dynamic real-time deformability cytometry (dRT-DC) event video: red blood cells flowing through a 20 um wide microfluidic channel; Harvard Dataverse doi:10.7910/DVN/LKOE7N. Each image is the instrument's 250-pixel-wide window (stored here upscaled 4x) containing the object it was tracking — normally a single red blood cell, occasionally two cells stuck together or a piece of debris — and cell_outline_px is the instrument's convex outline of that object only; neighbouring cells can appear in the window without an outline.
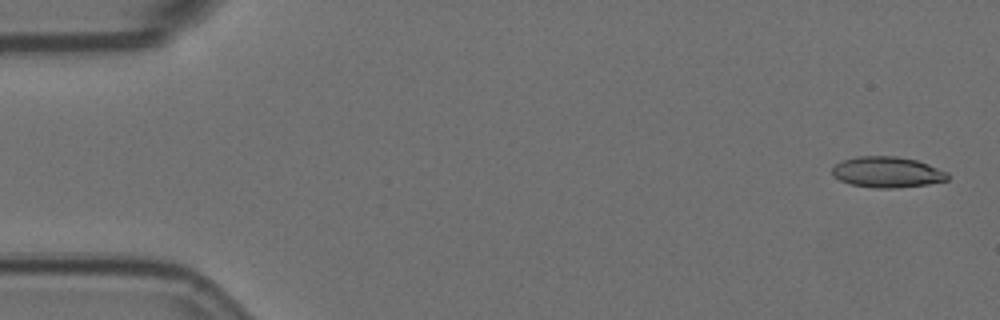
{"species": "Egyptian fruit bat (a non-hibernating species)", "species_latin": "Rousettus aegyptiacus", "temperature_condition": "room temperature", "stored_images_in_passage": 52, "camera_frame_rate_fps": 3000, "um_per_image_px": 0.085, "animal": {"sex": "female"}, "frame": {"image": 1, "passage_image": 2, "time_ms": 0.333, "image_size_px": [1000, 320], "cell_outline_px": [[948, 180], [928, 184], [896, 188], [876, 188], [852, 184], [840, 180], [832, 176], [832, 168], [836, 164], [844, 160], [856, 156], [896, 156], [916, 160], [928, 164], [948, 172]], "centroid_in_image_um": [75.42, 14.63], "position_along_channel_um": 9.6, "area_um2": 20.69}}
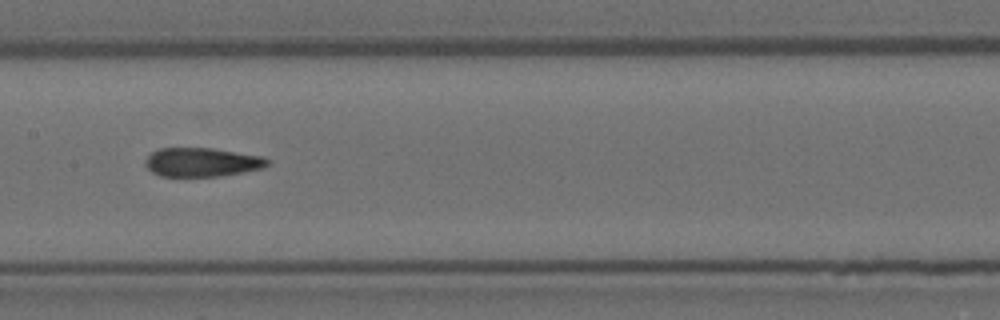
{"frame": {"image": 2, "passage_image": 28, "time_ms": 9.0, "image_size_px": [1000, 320], "cell_outline_px": [[268, 164], [264, 168], [244, 172], [220, 176], [160, 176], [152, 172], [144, 164], [144, 160], [152, 152], [160, 148], [212, 148], [264, 156], [268, 160]], "centroid_in_image_um": [17.17, 13.78], "position_along_channel_um": 190.2, "area_um2": 20.63}}
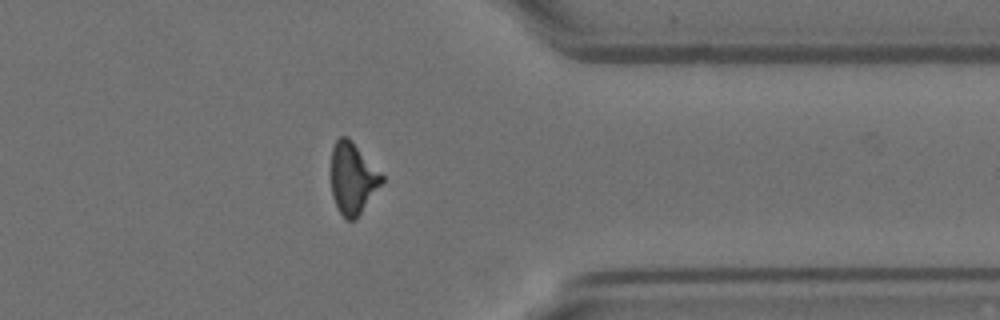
{"frame": {"image": 3, "passage_image": 45, "time_ms": 14.667, "image_size_px": [1000, 320], "cell_outline_px": [[384, 180], [356, 220], [348, 220], [340, 212], [332, 196], [332, 148], [336, 140], [340, 136], [348, 136], [352, 140], [384, 176]], "centroid_in_image_um": [29.99, 15.14], "position_along_channel_um": 381.4, "area_um2": 20.92}}